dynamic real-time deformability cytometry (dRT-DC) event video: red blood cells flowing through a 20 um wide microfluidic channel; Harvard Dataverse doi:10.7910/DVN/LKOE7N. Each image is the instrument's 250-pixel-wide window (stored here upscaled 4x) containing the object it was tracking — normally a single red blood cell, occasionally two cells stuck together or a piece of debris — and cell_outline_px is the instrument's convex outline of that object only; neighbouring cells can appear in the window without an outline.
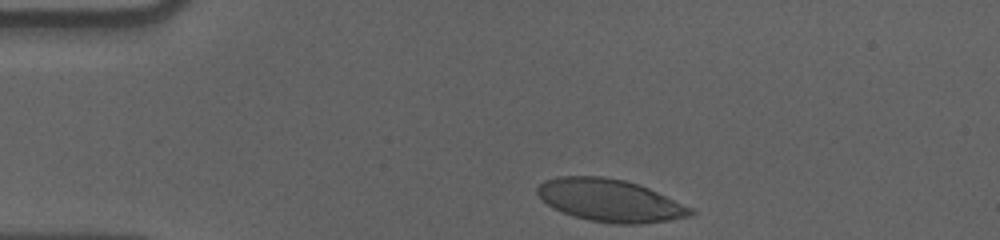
{"species": "human", "species_latin": "Homo sapiens", "temperature_condition": "cold", "stored_images_in_passage": 36, "camera_frame_rate_fps": 3000, "um_per_image_px": 0.085, "donor": {"sex": "male"}, "frame": {"image": 1, "passage_image": 1, "time_ms": 0.0, "image_size_px": [1000, 240], "cell_outline_px": [[696, 212], [692, 216], [668, 220], [640, 224], [616, 224], [588, 220], [552, 208], [540, 200], [536, 192], [536, 188], [544, 180], [560, 176], [600, 176], [624, 180], [640, 184], [692, 208]], "centroid_in_image_um": [51.83, 17.03], "position_along_channel_um": 33.2, "area_um2": 37.97}}
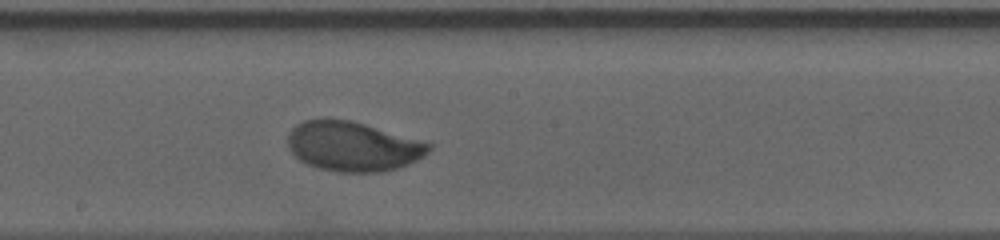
{"frame": {"image": 2, "passage_image": 21, "time_ms": 6.667, "image_size_px": [1000, 240], "cell_outline_px": [[432, 148], [424, 156], [400, 168], [380, 172], [336, 172], [316, 168], [300, 160], [288, 148], [288, 136], [292, 128], [296, 124], [304, 120], [320, 116], [348, 120], [364, 124], [432, 144]], "centroid_in_image_um": [29.95, 12.43], "position_along_channel_um": 218.3, "area_um2": 41.04}}
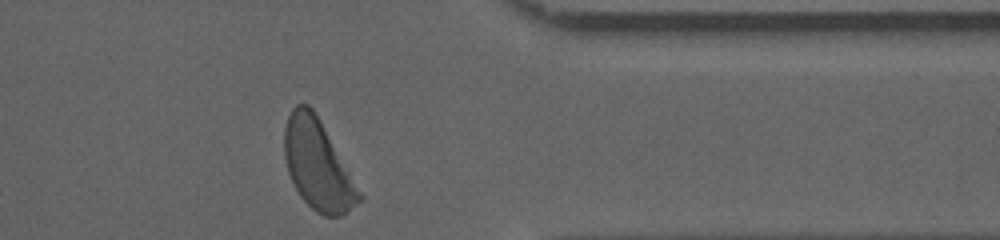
{"frame": {"image": 3, "passage_image": 36, "time_ms": 11.667, "image_size_px": [1000, 240], "cell_outline_px": [[364, 200], [340, 216], [324, 216], [316, 212], [300, 196], [288, 172], [284, 156], [284, 128], [288, 116], [292, 108], [296, 104], [308, 104], [312, 108], [364, 196]], "centroid_in_image_um": [27.01, 14.04], "position_along_channel_um": 384.4, "area_um2": 38.67}, "authors_computed_cell_mechanics": {"area_um2": 40.2577, "velocity_mm_per_s": 3.5544, "shape_relaxation_time_tau1_ms": 4.4376, "shape_relaxation_time_tau2_ms": null, "deformation_change_tau1": 0.1893, "deformation_change_tau2": null}}